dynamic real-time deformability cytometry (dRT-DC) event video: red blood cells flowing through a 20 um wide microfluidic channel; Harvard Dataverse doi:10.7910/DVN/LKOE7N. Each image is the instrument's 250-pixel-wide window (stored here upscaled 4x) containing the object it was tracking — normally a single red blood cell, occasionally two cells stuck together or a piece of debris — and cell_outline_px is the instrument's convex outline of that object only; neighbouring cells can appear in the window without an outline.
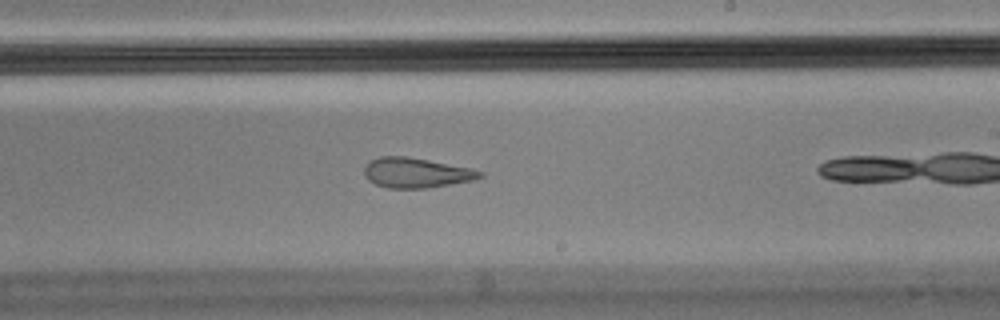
{"species": "Egyptian fruit bat (a non-hibernating species)", "species_latin": "Rousettus aegyptiacus", "temperature_condition": "cold", "stored_images_in_passage": 24, "segment_of_instrument_passage": [2, 2], "camera_frame_rate_fps": 3000, "um_per_image_px": 0.085, "animal": {"sex": "male"}, "frame": {"image": 1, "passage_image": 19, "time_ms": 6.0, "image_size_px": [1000, 320], "cell_outline_px": [[484, 176], [472, 180], [424, 188], [388, 188], [376, 184], [368, 180], [364, 176], [364, 168], [368, 160], [380, 156], [404, 156], [428, 160], [472, 168], [484, 172]], "centroid_in_image_um": [35.34, 14.67], "position_along_channel_um": 253.7, "area_um2": 20.17}}